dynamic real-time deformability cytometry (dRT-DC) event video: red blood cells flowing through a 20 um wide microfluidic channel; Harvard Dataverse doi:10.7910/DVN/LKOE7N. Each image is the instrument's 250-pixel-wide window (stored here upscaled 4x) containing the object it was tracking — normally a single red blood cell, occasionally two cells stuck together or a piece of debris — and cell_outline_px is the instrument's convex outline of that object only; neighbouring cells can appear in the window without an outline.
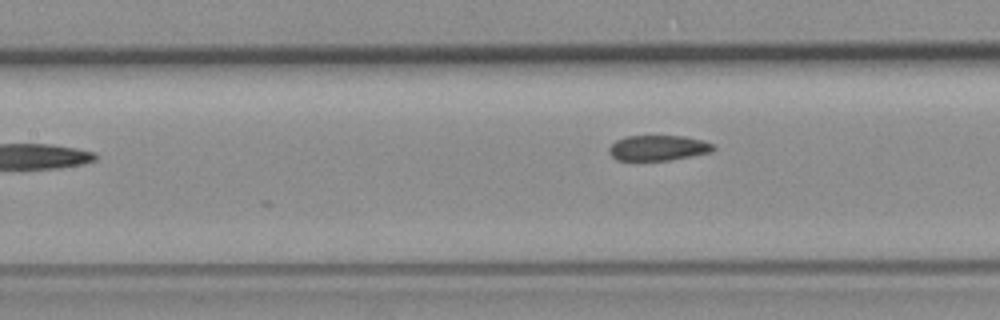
{"species": "common noctule bat (a hibernating species)", "species_latin": "Nyctalus noctula", "temperature_condition": "room temperature", "stored_images_in_passage": 5, "camera_frame_rate_fps": 3000, "um_per_image_px": 0.085, "animal": {"sex": "female", "body_mass_g": 19.3, "forearm_length_mm": 54.1}, "frame": {"image": 1, "passage_image": 5, "time_ms": 4.667, "image_size_px": [1000, 320], "cell_outline_px": [[716, 148], [712, 152], [672, 160], [616, 160], [608, 152], [608, 148], [616, 140], [624, 136], [684, 136], [704, 140], [712, 144]], "centroid_in_image_um": [55.95, 12.57], "position_along_channel_um": 151.4, "area_um2": 15.55}}